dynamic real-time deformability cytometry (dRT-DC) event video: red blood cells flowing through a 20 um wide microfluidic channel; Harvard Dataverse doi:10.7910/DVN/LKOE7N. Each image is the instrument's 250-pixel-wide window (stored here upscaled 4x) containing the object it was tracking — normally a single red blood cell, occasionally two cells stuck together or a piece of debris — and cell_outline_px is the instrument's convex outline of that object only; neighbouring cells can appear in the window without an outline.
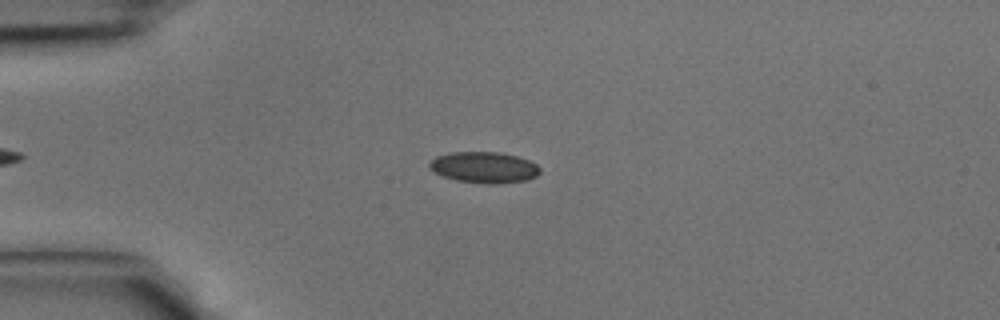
{"species": "common noctule bat (a hibernating species)", "species_latin": "Nyctalus noctula", "temperature_condition": "cold", "stored_images_in_passage": 38, "camera_frame_rate_fps": 3000, "um_per_image_px": 0.085, "animal": {"sex": "male", "body_mass_g": 15.6}, "frame": {"image": 1, "passage_image": 10, "time_ms": 3.0, "image_size_px": [1000, 320], "cell_outline_px": [[540, 172], [536, 176], [528, 180], [492, 184], [488, 184], [456, 180], [444, 176], [428, 168], [428, 164], [436, 156], [448, 152], [500, 152], [516, 156], [528, 160], [536, 164], [540, 168]], "centroid_in_image_um": [41.14, 14.22], "position_along_channel_um": 43.9, "area_um2": 20.0}}
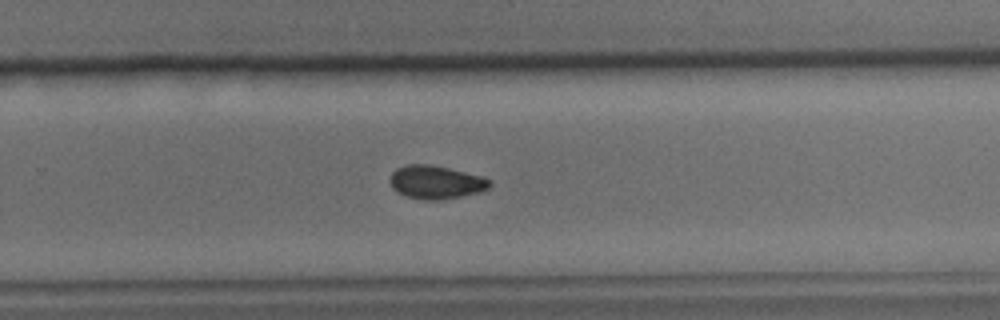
{"frame": {"image": 2, "passage_image": 27, "time_ms": 8.667, "image_size_px": [1000, 320], "cell_outline_px": [[492, 184], [488, 188], [480, 192], [440, 200], [424, 200], [408, 196], [396, 192], [392, 188], [388, 180], [392, 172], [396, 168], [404, 164], [428, 164], [448, 168], [484, 176]], "centroid_in_image_um": [37.01, 15.48], "position_along_channel_um": 292.8, "area_um2": 19.48}}
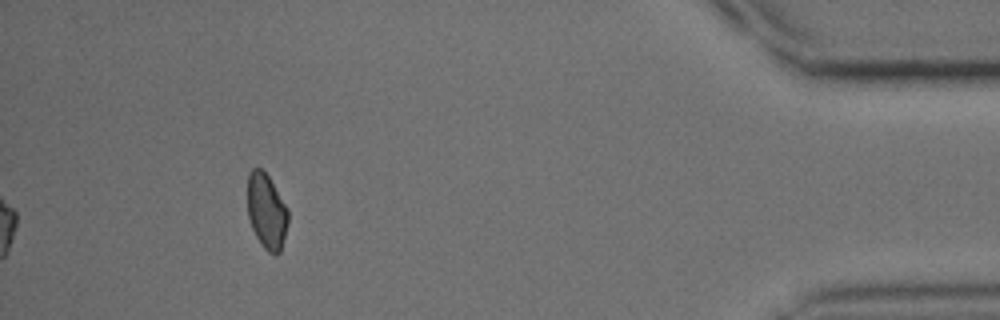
{"frame": {"image": 3, "passage_image": 38, "time_ms": 12.333, "image_size_px": [1000, 320], "cell_outline_px": [[288, 220], [280, 252], [276, 256], [268, 252], [260, 244], [252, 228], [248, 216], [248, 172], [252, 168], [260, 168], [268, 176], [288, 208]], "centroid_in_image_um": [22.65, 17.97], "position_along_channel_um": 412.5, "area_um2": 17.74}}